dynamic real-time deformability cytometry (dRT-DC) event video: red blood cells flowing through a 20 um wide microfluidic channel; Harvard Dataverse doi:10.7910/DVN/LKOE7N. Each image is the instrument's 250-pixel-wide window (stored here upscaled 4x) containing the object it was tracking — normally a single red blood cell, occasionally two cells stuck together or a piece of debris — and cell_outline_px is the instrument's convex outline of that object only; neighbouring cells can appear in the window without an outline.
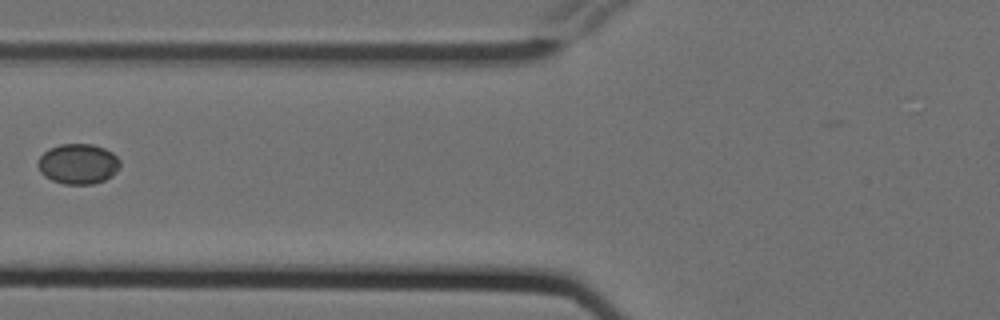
{"species": "Egyptian fruit bat (a non-hibernating species)", "species_latin": "Rousettus aegyptiacus", "temperature_condition": "cold", "stored_images_in_passage": 8, "camera_frame_rate_fps": 3000, "um_per_image_px": 0.085, "animal": {"sex": "female"}, "frame": {"image": 1, "passage_image": 3, "time_ms": 0.667, "image_size_px": [1000, 320], "cell_outline_px": [[120, 164], [116, 172], [112, 176], [104, 180], [92, 184], [64, 184], [52, 180], [44, 176], [40, 172], [36, 164], [40, 156], [48, 148], [60, 144], [92, 144], [104, 148], [112, 152], [120, 160]], "centroid_in_image_um": [6.62, 13.93], "position_along_channel_um": 119.2, "area_um2": 19.42}}
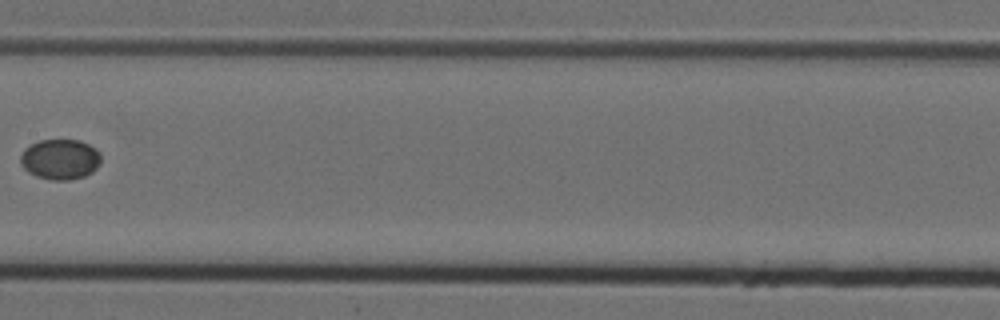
{"frame": {"image": 2, "passage_image": 5, "time_ms": 1.333, "image_size_px": [1000, 320], "cell_outline_px": [[100, 164], [92, 172], [84, 176], [68, 180], [52, 180], [36, 176], [28, 172], [20, 164], [20, 156], [24, 148], [40, 140], [80, 140], [96, 148], [100, 152]], "centroid_in_image_um": [5.11, 13.54], "position_along_channel_um": 202.3, "area_um2": 19.02}}
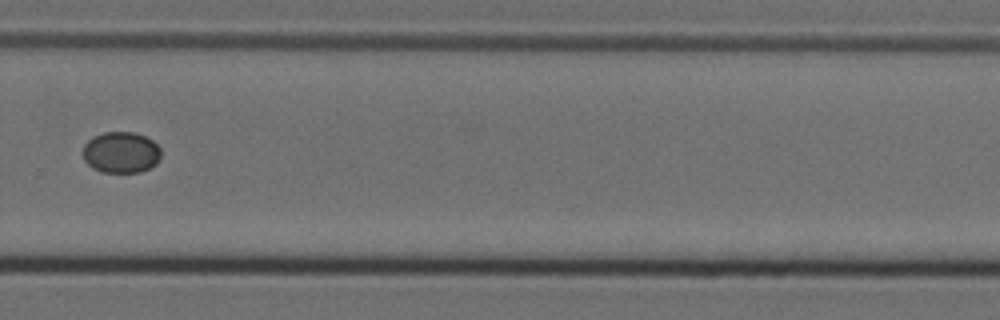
{"frame": {"image": 3, "passage_image": 8, "time_ms": 2.333, "image_size_px": [1000, 320], "cell_outline_px": [[160, 156], [156, 164], [140, 172], [104, 172], [92, 168], [84, 160], [84, 144], [92, 136], [104, 132], [136, 132], [152, 140], [160, 148]], "centroid_in_image_um": [10.28, 12.94], "position_along_channel_um": 319.5, "area_um2": 18.73}}